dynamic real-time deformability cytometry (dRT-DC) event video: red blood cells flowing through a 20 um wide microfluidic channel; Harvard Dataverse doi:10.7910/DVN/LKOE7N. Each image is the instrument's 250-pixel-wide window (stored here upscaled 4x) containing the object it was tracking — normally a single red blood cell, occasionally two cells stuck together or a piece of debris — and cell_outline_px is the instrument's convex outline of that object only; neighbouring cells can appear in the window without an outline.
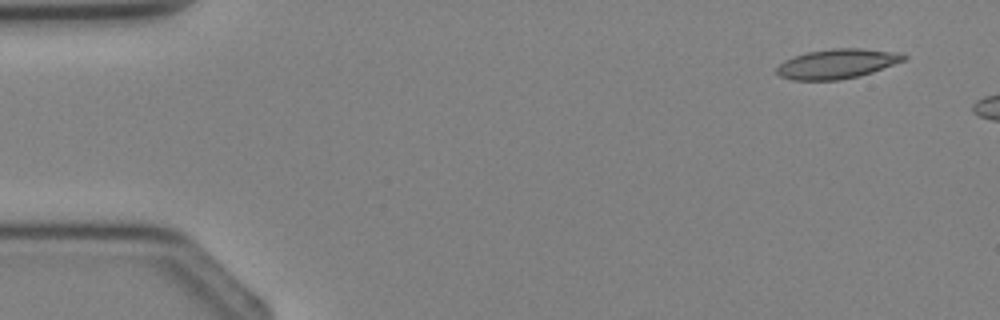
{"species": "Egyptian fruit bat (a non-hibernating species)", "species_latin": "Rousettus aegyptiacus", "temperature_condition": "cold", "stored_images_in_passage": 2, "camera_frame_rate_fps": 3000, "um_per_image_px": 0.085, "animal": {"sex": "female"}, "frame": {"image": 1, "passage_image": 1, "time_ms": 0.0, "image_size_px": [1000, 320], "cell_outline_px": [[908, 56], [904, 60], [872, 72], [840, 80], [792, 80], [780, 76], [776, 72], [776, 68], [784, 60], [808, 52], [832, 48], [860, 48], [900, 52]], "centroid_in_image_um": [71.15, 5.41], "position_along_channel_um": 13.9, "area_um2": 21.79}}